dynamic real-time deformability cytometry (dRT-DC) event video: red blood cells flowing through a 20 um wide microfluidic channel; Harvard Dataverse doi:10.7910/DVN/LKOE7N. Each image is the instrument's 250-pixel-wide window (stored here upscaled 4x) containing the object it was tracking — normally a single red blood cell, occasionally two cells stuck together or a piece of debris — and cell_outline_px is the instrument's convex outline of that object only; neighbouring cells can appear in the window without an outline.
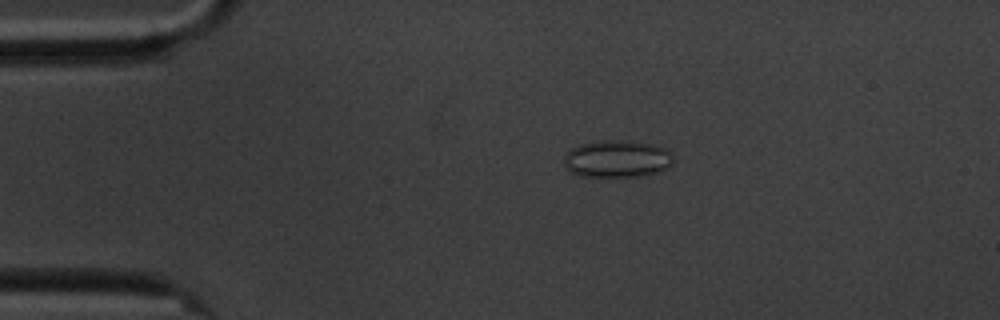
{"species": "common noctule bat (a hibernating species)", "species_latin": "Nyctalus noctula", "temperature_condition": "cold", "stored_images_in_passage": 59, "camera_frame_rate_fps": 3000, "um_per_image_px": 0.085, "animal": {"sex": "male", "body_mass_g": 20.1, "forearm_length_mm": 53.5}, "frame": {"image": 1, "passage_image": 12, "time_ms": 3.667, "image_size_px": [1000, 320], "cell_outline_px": [[672, 164], [668, 168], [656, 172], [636, 176], [580, 176], [564, 168], [564, 156], [572, 148], [580, 144], [600, 140], [616, 140], [652, 144], [664, 148], [672, 156]], "centroid_in_image_um": [52.41, 13.5], "position_along_channel_um": 32.6, "area_um2": 23.47}}
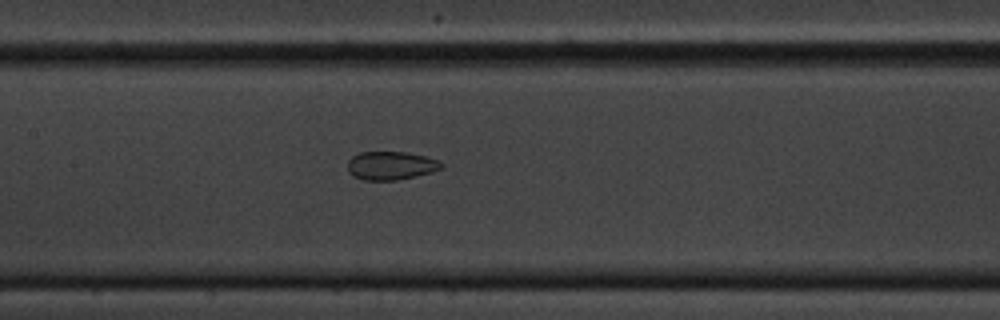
{"frame": {"image": 2, "passage_image": 28, "time_ms": 9.0, "image_size_px": [1000, 320], "cell_outline_px": [[444, 164], [440, 168], [432, 172], [416, 176], [396, 180], [364, 180], [352, 176], [348, 172], [348, 160], [352, 156], [360, 152], [408, 152], [440, 160]], "centroid_in_image_um": [33.21, 14.07], "position_along_channel_um": 174.2, "area_um2": 15.61}}
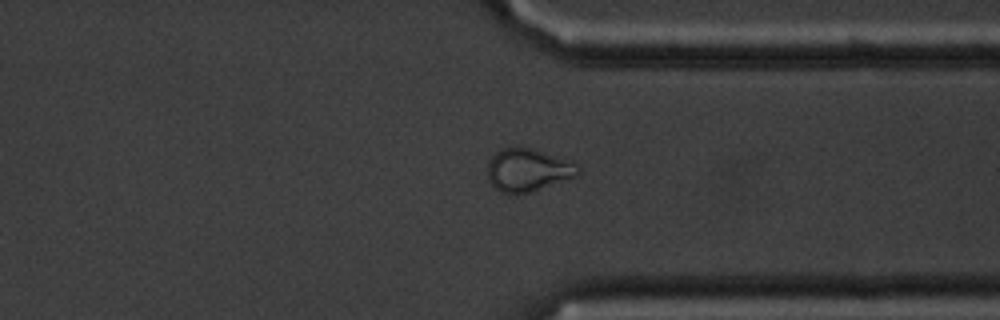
{"frame": {"image": 3, "passage_image": 45, "time_ms": 14.667, "image_size_px": [1000, 320], "cell_outline_px": [[580, 172], [576, 176], [516, 196], [500, 192], [488, 180], [488, 160], [500, 148], [532, 148], [572, 160], [580, 168]], "centroid_in_image_um": [44.86, 14.45], "position_along_channel_um": 366.5, "area_um2": 22.66}, "authors_computed_cell_mechanics": {"area_um2": 21.7328, "velocity_mm_per_s": 3.414, "shape_relaxation_time_tau1_ms": null, "shape_relaxation_time_tau2_ms": 2.2663, "deformation_change_tau1": null, "deformation_change_tau2": 0.0598}}